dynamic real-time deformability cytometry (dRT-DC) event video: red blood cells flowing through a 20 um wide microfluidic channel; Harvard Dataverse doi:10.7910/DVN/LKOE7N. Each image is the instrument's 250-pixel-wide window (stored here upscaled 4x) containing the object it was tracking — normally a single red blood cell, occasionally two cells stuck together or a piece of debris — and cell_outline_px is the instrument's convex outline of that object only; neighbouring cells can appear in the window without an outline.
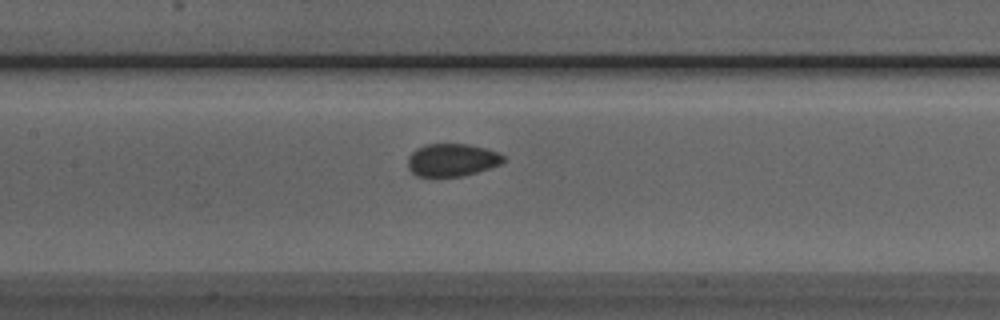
{"species": "Egyptian fruit bat (a non-hibernating species)", "species_latin": "Rousettus aegyptiacus", "temperature_condition": "room temperature", "stored_images_in_passage": 37, "camera_frame_rate_fps": 3000, "um_per_image_px": 0.085, "animal": {"sex": "male"}, "frame": {"image": 1, "passage_image": 16, "time_ms": 5.0, "image_size_px": [1000, 320], "cell_outline_px": [[504, 160], [500, 164], [464, 176], [416, 176], [408, 168], [408, 156], [416, 148], [428, 144], [468, 144], [484, 148], [496, 152], [504, 156]], "centroid_in_image_um": [38.38, 13.59], "position_along_channel_um": 169.0, "area_um2": 18.03}}
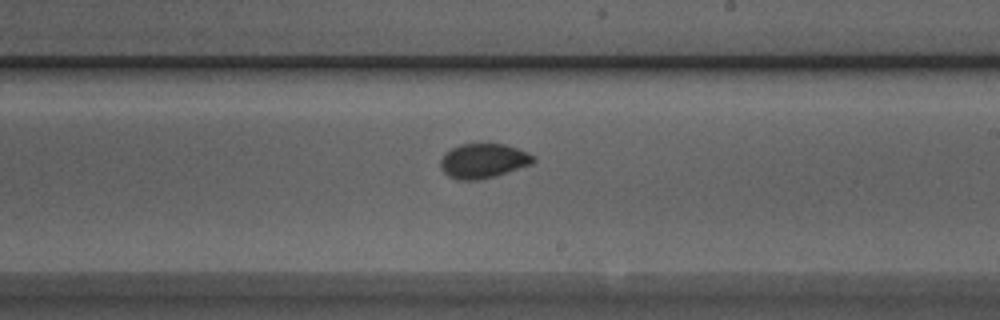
{"frame": {"image": 2, "passage_image": 22, "time_ms": 7.0, "image_size_px": [1000, 320], "cell_outline_px": [[536, 160], [532, 164], [496, 176], [480, 180], [460, 180], [448, 176], [440, 168], [440, 160], [444, 152], [460, 144], [504, 144], [528, 152], [536, 156]], "centroid_in_image_um": [41.08, 13.68], "position_along_channel_um": 247.9, "area_um2": 18.9}}
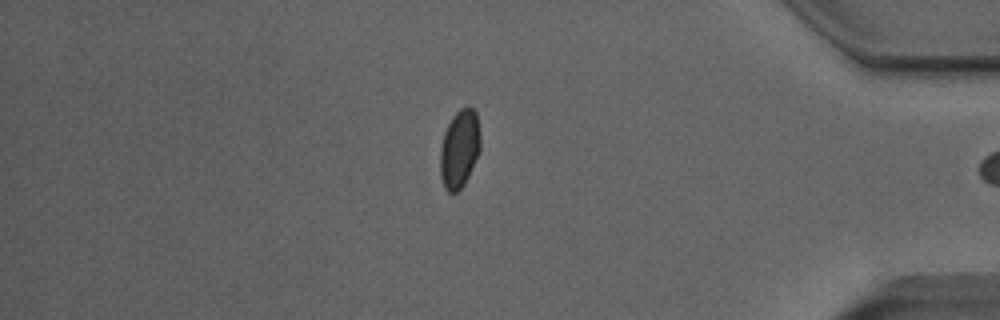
{"frame": {"image": 3, "passage_image": 36, "time_ms": 11.667, "image_size_px": [1000, 320], "cell_outline_px": [[480, 152], [464, 184], [456, 192], [448, 192], [444, 188], [440, 176], [440, 148], [444, 132], [452, 116], [464, 104], [468, 104], [476, 112], [480, 140]], "centroid_in_image_um": [39.05, 12.62], "position_along_channel_um": 396.2, "area_um2": 18.5}}